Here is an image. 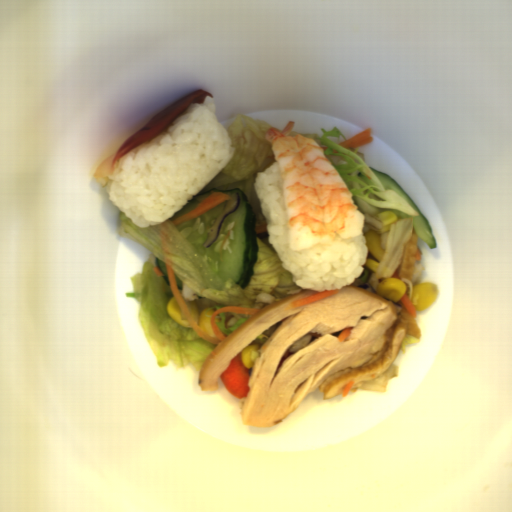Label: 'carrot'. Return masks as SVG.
Returning a JSON list of instances; mask_svg holds the SVG:
<instances>
[{
	"instance_id": "obj_1",
	"label": "carrot",
	"mask_w": 512,
	"mask_h": 512,
	"mask_svg": "<svg viewBox=\"0 0 512 512\" xmlns=\"http://www.w3.org/2000/svg\"><path fill=\"white\" fill-rule=\"evenodd\" d=\"M165 267H166V272H167V277H168V282H169L172 298H175L177 300V302L180 305L182 311L184 312V314H185V316H186V318H187L191 328L195 331V333L199 337H201L202 339H204L208 343H212V344L216 345V344H219L221 341H223L225 339V337H226V336H224V334L222 333L221 329L219 328V326L216 323L218 315L221 314L222 312H234V313L250 314L252 316L255 313H257L258 310L260 309V308L244 307V306H227V307H223V308L213 312L212 315L210 316V326H211V328H212V330L214 332L215 337H212V336H209L207 334H204L199 329V327L194 323V321H193V319H192V317H191V315H190V313L188 311L186 302L183 299V297H182V295H181V293L179 291L178 284H177V278H176L174 269L171 268L166 263H165Z\"/></svg>"
},
{
	"instance_id": "obj_2",
	"label": "carrot",
	"mask_w": 512,
	"mask_h": 512,
	"mask_svg": "<svg viewBox=\"0 0 512 512\" xmlns=\"http://www.w3.org/2000/svg\"><path fill=\"white\" fill-rule=\"evenodd\" d=\"M221 383L227 391L242 400L249 392L250 368H246L241 353H237L226 370L220 375Z\"/></svg>"
},
{
	"instance_id": "obj_3",
	"label": "carrot",
	"mask_w": 512,
	"mask_h": 512,
	"mask_svg": "<svg viewBox=\"0 0 512 512\" xmlns=\"http://www.w3.org/2000/svg\"><path fill=\"white\" fill-rule=\"evenodd\" d=\"M231 198L229 194L223 192H212L208 197H206L201 204L195 209L189 211L188 213L174 219L172 222L174 225H178L181 222L194 219L200 215H203L218 205L222 204L226 200Z\"/></svg>"
},
{
	"instance_id": "obj_4",
	"label": "carrot",
	"mask_w": 512,
	"mask_h": 512,
	"mask_svg": "<svg viewBox=\"0 0 512 512\" xmlns=\"http://www.w3.org/2000/svg\"><path fill=\"white\" fill-rule=\"evenodd\" d=\"M373 140H374V138L372 136V131L369 128V129L364 130L361 133H359L353 137H350V138L346 139L345 141L340 142L338 144L340 147H343L346 149V148H351V147H360V146H363L365 144L372 142Z\"/></svg>"
},
{
	"instance_id": "obj_5",
	"label": "carrot",
	"mask_w": 512,
	"mask_h": 512,
	"mask_svg": "<svg viewBox=\"0 0 512 512\" xmlns=\"http://www.w3.org/2000/svg\"><path fill=\"white\" fill-rule=\"evenodd\" d=\"M337 292H339L338 288L336 290H331V291H327L325 289V291H320V292H318L316 294H313V295H311L309 297L292 301L288 308L291 309V308H296V307H302V306H305L307 304L313 303L315 301H318V300L324 299L326 297H329V296H331V295H333V294H335Z\"/></svg>"
},
{
	"instance_id": "obj_6",
	"label": "carrot",
	"mask_w": 512,
	"mask_h": 512,
	"mask_svg": "<svg viewBox=\"0 0 512 512\" xmlns=\"http://www.w3.org/2000/svg\"><path fill=\"white\" fill-rule=\"evenodd\" d=\"M406 312L409 313L413 318L417 316V309L413 304L412 300L404 293L402 298L400 299Z\"/></svg>"
},
{
	"instance_id": "obj_7",
	"label": "carrot",
	"mask_w": 512,
	"mask_h": 512,
	"mask_svg": "<svg viewBox=\"0 0 512 512\" xmlns=\"http://www.w3.org/2000/svg\"><path fill=\"white\" fill-rule=\"evenodd\" d=\"M352 327H348V328H344L338 335L337 339H338V342L340 343H343L350 335H351V332H352Z\"/></svg>"
},
{
	"instance_id": "obj_8",
	"label": "carrot",
	"mask_w": 512,
	"mask_h": 512,
	"mask_svg": "<svg viewBox=\"0 0 512 512\" xmlns=\"http://www.w3.org/2000/svg\"><path fill=\"white\" fill-rule=\"evenodd\" d=\"M354 385V381L348 382L342 389V396L345 398L348 396L349 392L352 390Z\"/></svg>"
},
{
	"instance_id": "obj_9",
	"label": "carrot",
	"mask_w": 512,
	"mask_h": 512,
	"mask_svg": "<svg viewBox=\"0 0 512 512\" xmlns=\"http://www.w3.org/2000/svg\"><path fill=\"white\" fill-rule=\"evenodd\" d=\"M267 227H268V224L256 225V233H257V235L261 234V233L268 232Z\"/></svg>"
},
{
	"instance_id": "obj_10",
	"label": "carrot",
	"mask_w": 512,
	"mask_h": 512,
	"mask_svg": "<svg viewBox=\"0 0 512 512\" xmlns=\"http://www.w3.org/2000/svg\"><path fill=\"white\" fill-rule=\"evenodd\" d=\"M153 271L157 274L158 277H163V273L157 266L153 268Z\"/></svg>"
},
{
	"instance_id": "obj_11",
	"label": "carrot",
	"mask_w": 512,
	"mask_h": 512,
	"mask_svg": "<svg viewBox=\"0 0 512 512\" xmlns=\"http://www.w3.org/2000/svg\"><path fill=\"white\" fill-rule=\"evenodd\" d=\"M400 267H401V264H400V266L397 268V270L394 272V274H393L392 278H397V279H400V280H401V278L399 277Z\"/></svg>"
},
{
	"instance_id": "obj_12",
	"label": "carrot",
	"mask_w": 512,
	"mask_h": 512,
	"mask_svg": "<svg viewBox=\"0 0 512 512\" xmlns=\"http://www.w3.org/2000/svg\"><path fill=\"white\" fill-rule=\"evenodd\" d=\"M421 257H422V254L417 246V251H416V258H415V261H420L421 260Z\"/></svg>"
}]
</instances>
